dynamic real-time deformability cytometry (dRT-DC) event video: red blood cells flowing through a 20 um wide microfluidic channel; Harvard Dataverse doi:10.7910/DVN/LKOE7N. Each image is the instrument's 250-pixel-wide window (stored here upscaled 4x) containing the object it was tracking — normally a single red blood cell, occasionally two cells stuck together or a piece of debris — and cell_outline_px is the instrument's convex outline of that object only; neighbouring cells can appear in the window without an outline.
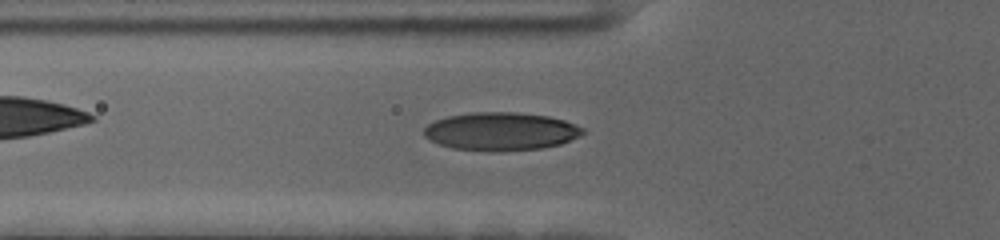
{"species": "human", "species_latin": "Homo sapiens", "temperature_condition": "cold", "stored_images_in_passage": 58, "camera_frame_rate_fps": 3000, "um_per_image_px": 0.085, "donor": {"sex": "female"}, "frame": {"image": 1, "passage_image": 21, "time_ms": 6.667, "image_size_px": [1000, 240], "cell_outline_px": [[588, 132], [580, 136], [560, 144], [540, 148], [500, 152], [488, 152], [452, 148], [440, 144], [424, 136], [424, 128], [428, 124], [436, 120], [448, 116], [476, 112], [516, 112], [548, 116], [564, 120], [584, 128]], "centroid_in_image_um": [42.6, 11.18], "position_along_channel_um": 83.2, "area_um2": 35.43}}
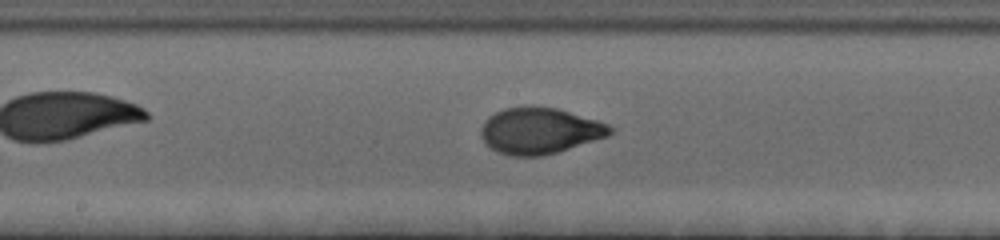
{"frame": {"image": 2, "passage_image": 31, "time_ms": 10.0, "image_size_px": [1000, 240], "cell_outline_px": [[616, 132], [608, 136], [556, 152], [540, 156], [512, 156], [496, 152], [484, 144], [480, 136], [480, 128], [488, 116], [504, 108], [556, 108], [596, 120], [608, 124], [616, 128]], "centroid_in_image_um": [45.85, 11.14], "position_along_channel_um": 202.3, "area_um2": 34.51}}
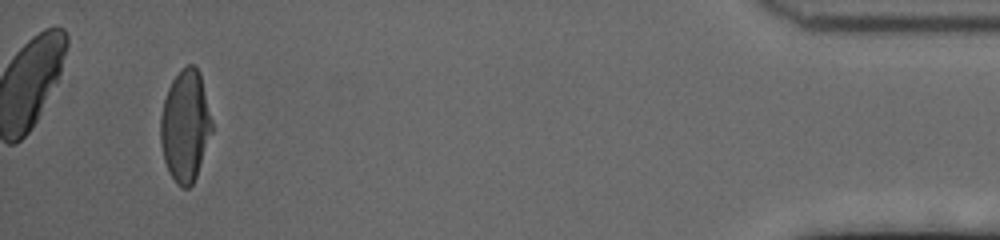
{"frame": {"image": 3, "passage_image": 55, "time_ms": 18.0, "image_size_px": [1000, 240], "cell_outline_px": [[212, 132], [196, 176], [192, 184], [188, 188], [180, 188], [176, 184], [168, 172], [164, 160], [160, 144], [160, 116], [164, 100], [168, 88], [172, 80], [188, 64], [192, 64], [200, 72], [212, 120]], "centroid_in_image_um": [15.73, 10.73], "position_along_channel_um": 419.5, "area_um2": 33.41}, "authors_computed_cell_mechanics": {"area_um2": 33.4084, "velocity_mm_per_s": 3.55, "shape_relaxation_time_tau1_ms": 4.1003, "shape_relaxation_time_tau2_ms": null, "deformation_change_tau1": 0.184, "deformation_change_tau2": null}}